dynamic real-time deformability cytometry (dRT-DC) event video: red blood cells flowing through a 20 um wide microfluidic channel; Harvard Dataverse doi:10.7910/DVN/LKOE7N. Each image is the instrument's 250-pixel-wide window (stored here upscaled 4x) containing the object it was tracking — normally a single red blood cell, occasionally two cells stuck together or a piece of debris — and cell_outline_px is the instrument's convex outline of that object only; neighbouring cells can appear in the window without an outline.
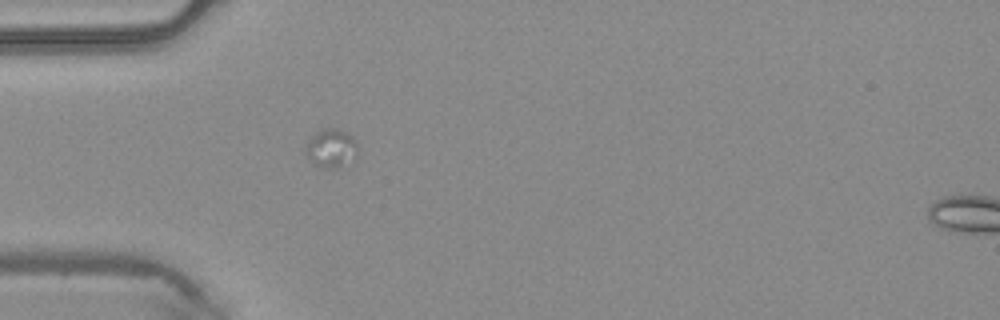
{"species": "common noctule bat (a hibernating species)", "species_latin": "Nyctalus noctula", "temperature_condition": "warm", "stored_images_in_passage": 11, "camera_frame_rate_fps": 3000, "um_per_image_px": 0.085, "animal": {"sex": "male", "body_mass_g": 20.4}, "frame": {"image": 1, "passage_image": 1, "time_ms": 0.0, "image_size_px": [1000, 320], "cell_outline_px": [[356, 160], [352, 164], [336, 168], [328, 168], [312, 164], [304, 152], [304, 148], [308, 140], [320, 128], [336, 128], [352, 136], [356, 140]], "centroid_in_image_um": [28.15, 12.62], "position_along_channel_um": 56.9, "area_um2": 12.08}}